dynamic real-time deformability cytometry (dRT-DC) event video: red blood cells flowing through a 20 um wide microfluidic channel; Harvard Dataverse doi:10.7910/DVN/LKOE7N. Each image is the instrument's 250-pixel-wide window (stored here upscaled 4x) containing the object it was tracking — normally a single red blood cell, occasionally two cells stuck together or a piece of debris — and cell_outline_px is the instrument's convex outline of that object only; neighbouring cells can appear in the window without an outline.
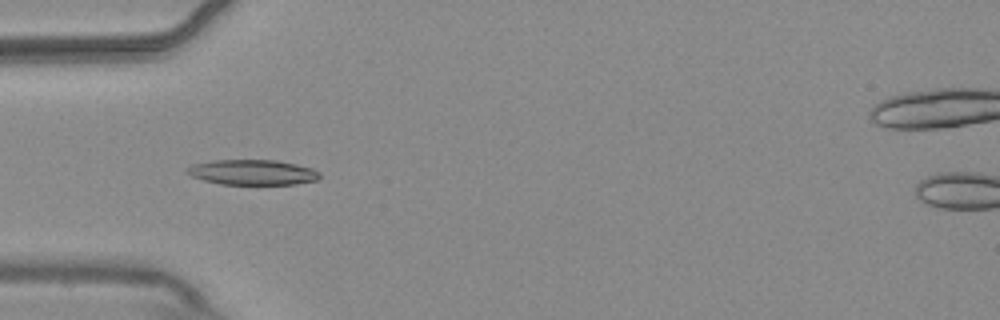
{"species": "common noctule bat (a hibernating species)", "species_latin": "Nyctalus noctula", "temperature_condition": "warm", "stored_images_in_passage": 15, "camera_frame_rate_fps": 3000, "um_per_image_px": 0.085, "animal": {"sex": "male", "body_mass_g": 20.4}, "frame": {"image": 1, "passage_image": 3, "time_ms": 0.667, "image_size_px": [1000, 320], "cell_outline_px": [[320, 176], [316, 180], [296, 184], [220, 184], [204, 180], [192, 176], [188, 172], [188, 168], [192, 164], [216, 160], [276, 160], [296, 164], [312, 168], [320, 172]], "centroid_in_image_um": [21.5, 14.64], "position_along_channel_um": 63.5, "area_um2": 19.31}}
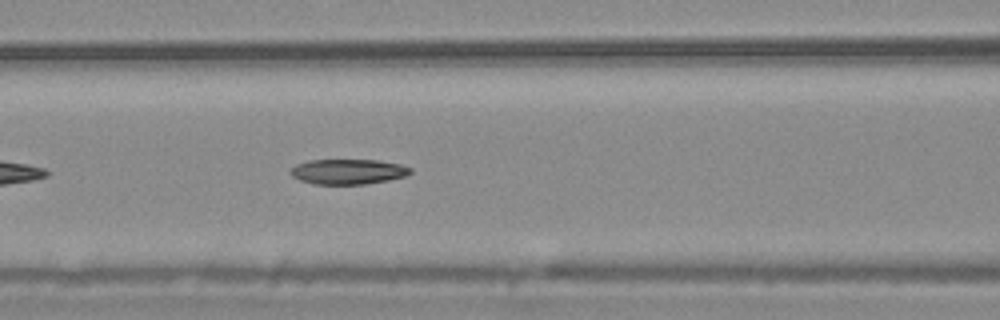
{"frame": {"image": 2, "passage_image": 9, "time_ms": 2.667, "image_size_px": [1000, 320], "cell_outline_px": [[412, 172], [404, 176], [388, 180], [364, 184], [312, 184], [300, 180], [292, 176], [288, 172], [296, 164], [308, 160], [376, 160], [400, 164], [412, 168]], "centroid_in_image_um": [29.55, 14.59], "position_along_channel_um": 137.0, "area_um2": 17.57}}
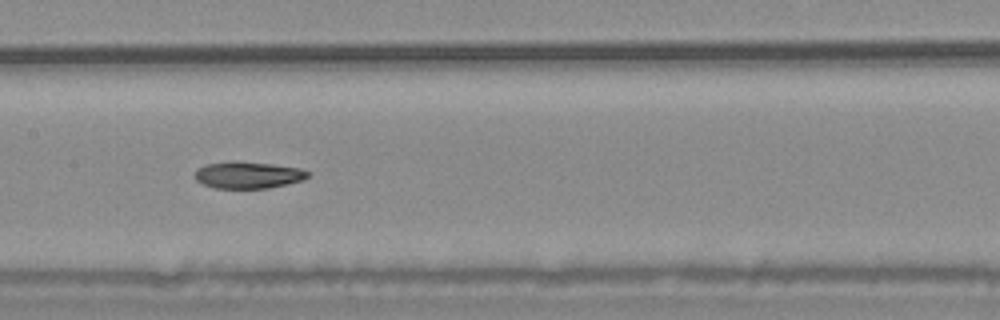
{"frame": {"image": 3, "passage_image": 13, "time_ms": 4.0, "image_size_px": [1000, 320], "cell_outline_px": [[308, 176], [304, 180], [288, 184], [268, 188], [216, 188], [204, 184], [196, 180], [196, 168], [208, 164], [232, 160], [236, 160], [272, 164], [300, 168], [308, 172]], "centroid_in_image_um": [21.09, 14.86], "position_along_channel_um": 186.3, "area_um2": 17.69}}